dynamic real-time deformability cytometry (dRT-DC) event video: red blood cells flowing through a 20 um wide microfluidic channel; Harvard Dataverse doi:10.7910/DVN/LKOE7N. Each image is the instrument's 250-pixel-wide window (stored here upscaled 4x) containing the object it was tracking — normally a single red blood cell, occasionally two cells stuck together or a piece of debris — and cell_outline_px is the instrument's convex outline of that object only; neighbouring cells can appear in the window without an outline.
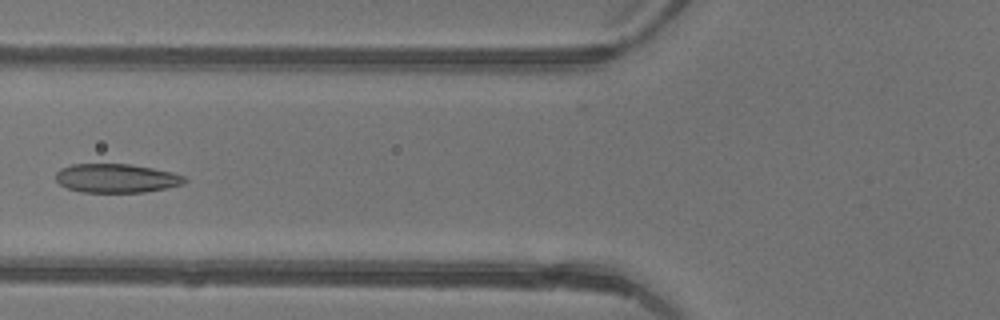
{"species": "common noctule bat (a hibernating species)", "species_latin": "Nyctalus noctula", "temperature_condition": "warm", "stored_images_in_passage": 4, "camera_frame_rate_fps": 3000, "um_per_image_px": 0.085, "animal": {"sex": "female"}, "frame": {"image": 1, "passage_image": 4, "time_ms": 1.0, "image_size_px": [1000, 320], "cell_outline_px": [[188, 180], [184, 184], [144, 192], [80, 192], [68, 188], [60, 184], [56, 180], [56, 172], [60, 168], [72, 164], [132, 164], [172, 172], [184, 176]], "centroid_in_image_um": [9.89, 15.14], "position_along_channel_um": 115.9, "area_um2": 21.68}}